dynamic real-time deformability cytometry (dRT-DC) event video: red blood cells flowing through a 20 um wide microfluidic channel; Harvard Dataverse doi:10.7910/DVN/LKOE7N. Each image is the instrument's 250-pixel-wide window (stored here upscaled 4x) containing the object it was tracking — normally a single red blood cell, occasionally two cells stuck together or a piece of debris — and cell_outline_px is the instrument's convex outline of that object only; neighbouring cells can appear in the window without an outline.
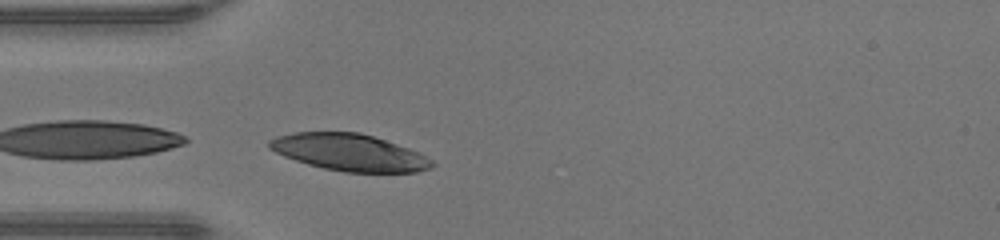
{"species": "human", "species_latin": "Homo sapiens", "temperature_condition": "warm", "stored_images_in_passage": 3, "camera_frame_rate_fps": 3000, "um_per_image_px": 0.085, "donor": {"sex": "male"}, "frame": {"image": 1, "passage_image": 3, "time_ms": 0.667, "image_size_px": [1000, 240], "cell_outline_px": [[436, 164], [432, 168], [416, 172], [344, 172], [324, 168], [308, 164], [284, 156], [268, 148], [268, 140], [276, 136], [296, 132], [360, 132], [408, 148], [432, 160]], "centroid_in_image_um": [29.67, 12.95], "position_along_channel_um": 55.3, "area_um2": 34.68}}